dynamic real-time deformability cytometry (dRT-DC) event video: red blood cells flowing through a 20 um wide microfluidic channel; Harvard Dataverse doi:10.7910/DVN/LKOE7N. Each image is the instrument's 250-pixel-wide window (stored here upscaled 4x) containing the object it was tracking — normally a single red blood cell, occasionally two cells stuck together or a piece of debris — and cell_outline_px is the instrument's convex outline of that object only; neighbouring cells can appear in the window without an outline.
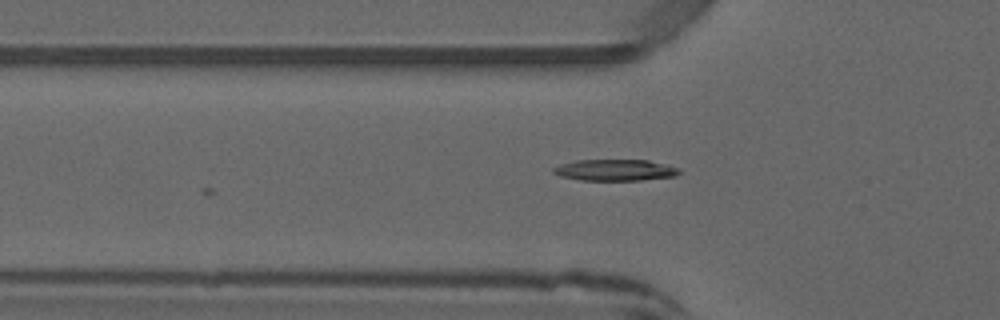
{"species": "common noctule bat (a hibernating species)", "species_latin": "Nyctalus noctula", "temperature_condition": "warm", "stored_images_in_passage": 5, "camera_frame_rate_fps": 3000, "um_per_image_px": 0.085, "animal": {"sex": "male", "forearm_length_mm": 52.5}, "frame": {"image": 1, "passage_image": 5, "time_ms": 1.333, "image_size_px": [1000, 320], "cell_outline_px": [[680, 172], [676, 176], [640, 180], [580, 180], [560, 176], [552, 172], [552, 168], [560, 164], [576, 160], [648, 160], [680, 168]], "centroid_in_image_um": [52.27, 14.45], "position_along_channel_um": 73.5, "area_um2": 15.66}}